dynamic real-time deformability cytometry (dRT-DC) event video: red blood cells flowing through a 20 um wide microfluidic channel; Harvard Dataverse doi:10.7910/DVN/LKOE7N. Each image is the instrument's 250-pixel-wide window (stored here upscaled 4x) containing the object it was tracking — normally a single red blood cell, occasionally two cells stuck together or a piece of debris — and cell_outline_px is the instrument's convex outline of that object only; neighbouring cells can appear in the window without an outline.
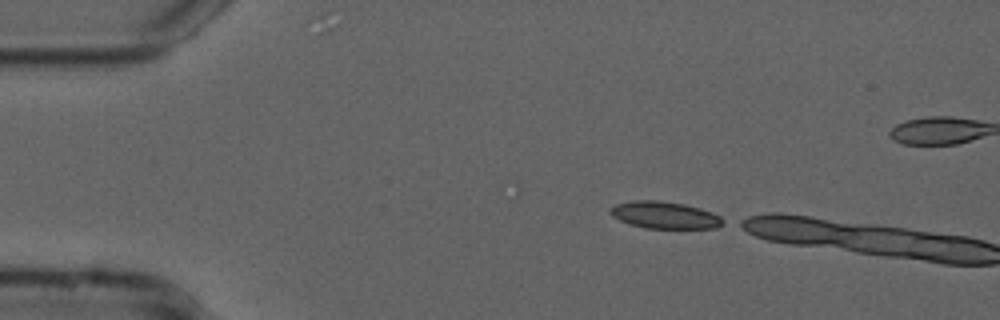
{"species": "common noctule bat (a hibernating species)", "species_latin": "Nyctalus noctula", "temperature_condition": "cold", "stored_images_in_passage": 3, "camera_frame_rate_fps": 3000, "um_per_image_px": 0.085, "animal": {"sex": "male", "forearm_length_mm": 52.5}, "frame": {"image": 1, "passage_image": 1, "time_ms": 0.0, "image_size_px": [1000, 320], "cell_outline_px": [[728, 220], [724, 224], [716, 228], [644, 228], [620, 220], [612, 216], [608, 212], [608, 208], [616, 204], [632, 200], [660, 200], [684, 204], [700, 208], [712, 212]], "centroid_in_image_um": [56.52, 18.28], "position_along_channel_um": 28.5, "area_um2": 17.98}}